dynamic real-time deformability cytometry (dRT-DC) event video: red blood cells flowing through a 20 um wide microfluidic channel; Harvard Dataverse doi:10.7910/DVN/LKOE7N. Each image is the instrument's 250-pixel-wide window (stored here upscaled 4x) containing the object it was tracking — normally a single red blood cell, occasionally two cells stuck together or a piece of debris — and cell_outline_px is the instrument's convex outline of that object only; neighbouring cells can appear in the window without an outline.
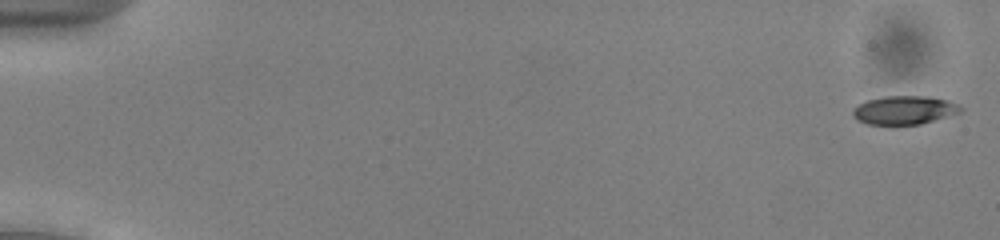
{"species": "common noctule bat (a hibernating species)", "species_latin": "Nyctalus noctula", "temperature_condition": "cold", "stored_images_in_passage": 54, "camera_frame_rate_fps": 3000, "um_per_image_px": 0.085, "animal": {"sex": "male", "body_mass_g": 13.0, "forearm_length_mm": 53.1}, "frame": {"image": 1, "passage_image": 2, "time_ms": 0.333, "image_size_px": [1000, 240], "cell_outline_px": [[964, 108], [960, 112], [920, 124], [868, 124], [856, 120], [852, 116], [852, 108], [868, 100], [884, 96], [928, 96], [948, 100]], "centroid_in_image_um": [76.83, 9.35], "position_along_channel_um": 8.2, "area_um2": 17.8}}
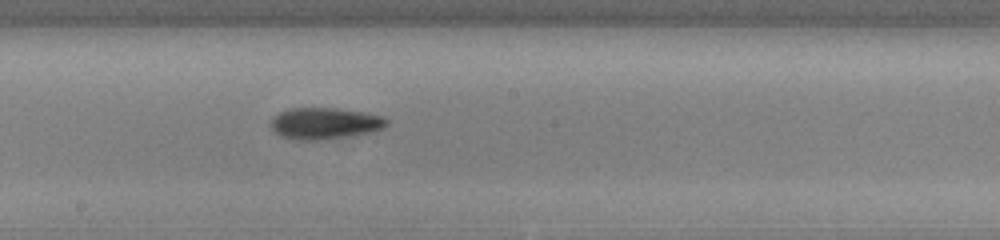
{"frame": {"image": 2, "passage_image": 31, "time_ms": 10.0, "image_size_px": [1000, 240], "cell_outline_px": [[388, 124], [384, 128], [368, 132], [324, 140], [296, 140], [280, 136], [272, 128], [272, 116], [288, 108], [336, 108], [364, 112], [384, 116], [388, 120]], "centroid_in_image_um": [27.6, 10.48], "position_along_channel_um": 220.6, "area_um2": 21.27}}
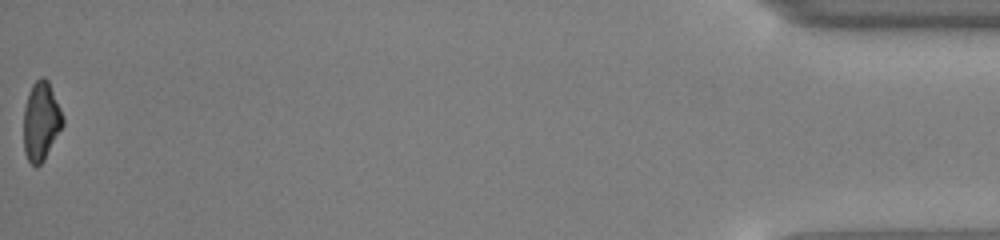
{"frame": {"image": 3, "passage_image": 54, "time_ms": 17.667, "image_size_px": [1000, 240], "cell_outline_px": [[64, 124], [44, 160], [36, 168], [28, 160], [24, 152], [24, 108], [28, 92], [32, 84], [40, 76], [44, 76], [48, 80], [64, 116]], "centroid_in_image_um": [3.49, 10.29], "position_along_channel_um": 431.7, "area_um2": 18.15}, "authors_computed_cell_mechanics": {"area_um2": 18.9873, "velocity_mm_per_s": 3.9529, "shape_relaxation_time_tau1_ms": 2.0347, "shape_relaxation_time_tau2_ms": 8.8759, "deformation_change_tau1": 0.124, "deformation_change_tau2": 0.2146}}